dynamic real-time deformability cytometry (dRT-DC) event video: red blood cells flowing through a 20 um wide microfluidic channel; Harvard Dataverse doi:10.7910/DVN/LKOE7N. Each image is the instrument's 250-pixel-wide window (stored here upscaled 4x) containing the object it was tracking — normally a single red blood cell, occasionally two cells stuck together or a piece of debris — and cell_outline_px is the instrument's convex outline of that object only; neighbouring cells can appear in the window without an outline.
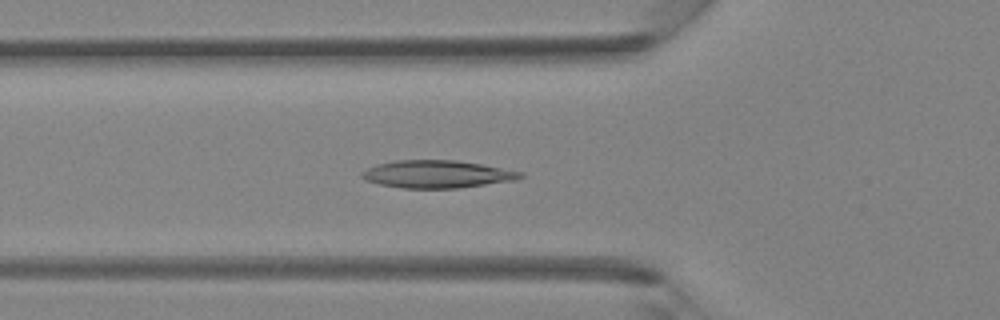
{"species": "Egyptian fruit bat (a non-hibernating species)", "species_latin": "Rousettus aegyptiacus", "temperature_condition": "room temperature", "stored_images_in_passage": 42, "camera_frame_rate_fps": 3000, "um_per_image_px": 0.085, "animal": {"sex": "female"}, "frame": {"image": 1, "passage_image": 15, "time_ms": 4.667, "image_size_px": [1000, 320], "cell_outline_px": [[524, 176], [516, 180], [456, 188], [404, 188], [380, 184], [364, 180], [360, 176], [360, 172], [376, 164], [396, 160], [456, 160], [480, 164], [524, 172]], "centroid_in_image_um": [37.12, 14.8], "position_along_channel_um": 88.7, "area_um2": 25.43}}
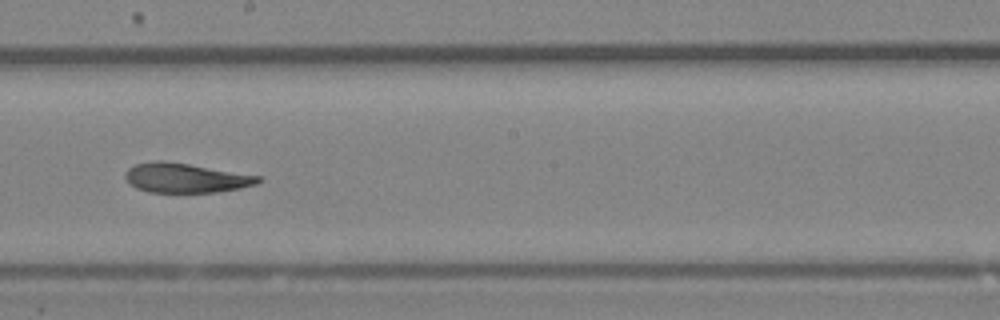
{"frame": {"image": 2, "passage_image": 24, "time_ms": 7.667, "image_size_px": [1000, 320], "cell_outline_px": [[260, 180], [256, 184], [240, 188], [216, 192], [148, 192], [136, 188], [124, 176], [128, 168], [136, 164], [156, 160], [164, 160], [260, 176]], "centroid_in_image_um": [15.75, 15.12], "position_along_channel_um": 232.4, "area_um2": 22.54}}
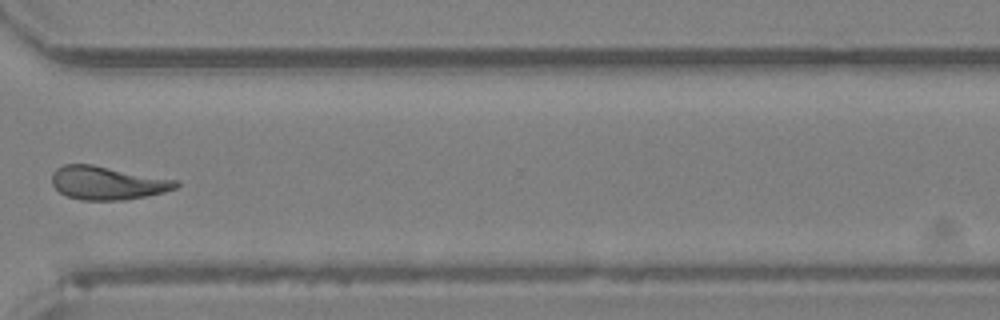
{"frame": {"image": 3, "passage_image": 32, "time_ms": 10.333, "image_size_px": [1000, 320], "cell_outline_px": [[180, 184], [176, 188], [164, 192], [124, 200], [80, 200], [68, 196], [60, 192], [52, 184], [52, 172], [56, 168], [64, 164], [92, 164], [180, 180]], "centroid_in_image_um": [9.15, 15.54], "position_along_channel_um": 361.5, "area_um2": 24.28}}